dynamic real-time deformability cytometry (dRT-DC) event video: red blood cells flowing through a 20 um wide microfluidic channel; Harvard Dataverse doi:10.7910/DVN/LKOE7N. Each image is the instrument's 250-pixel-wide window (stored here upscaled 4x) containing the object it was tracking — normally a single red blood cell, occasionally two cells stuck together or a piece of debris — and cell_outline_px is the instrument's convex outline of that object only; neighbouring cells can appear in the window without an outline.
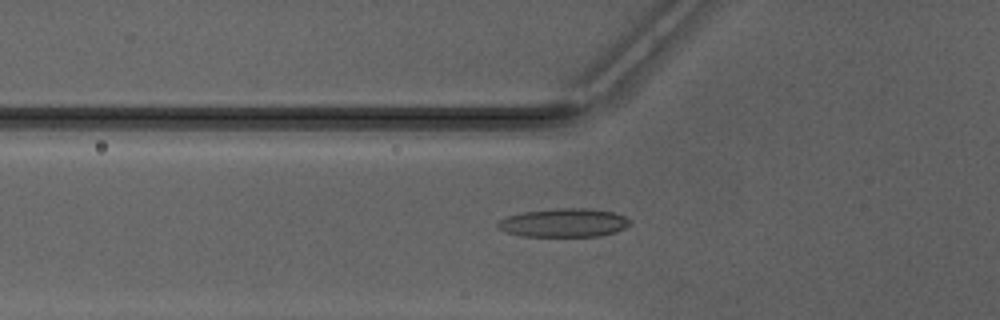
{"species": "Egyptian fruit bat (a non-hibernating species)", "species_latin": "Rousettus aegyptiacus", "temperature_condition": "warm", "stored_images_in_passage": 38, "camera_frame_rate_fps": 3000, "um_per_image_px": 0.085, "animal": {"sex": "male"}, "frame": {"image": 1, "passage_image": 6, "time_ms": 1.667, "image_size_px": [1000, 320], "cell_outline_px": [[632, 224], [616, 232], [600, 236], [524, 236], [504, 232], [496, 228], [496, 224], [500, 220], [508, 216], [524, 212], [556, 208], [584, 208], [616, 212], [632, 220]], "centroid_in_image_um": [47.95, 18.93], "position_along_channel_um": 77.8, "area_um2": 22.2}}
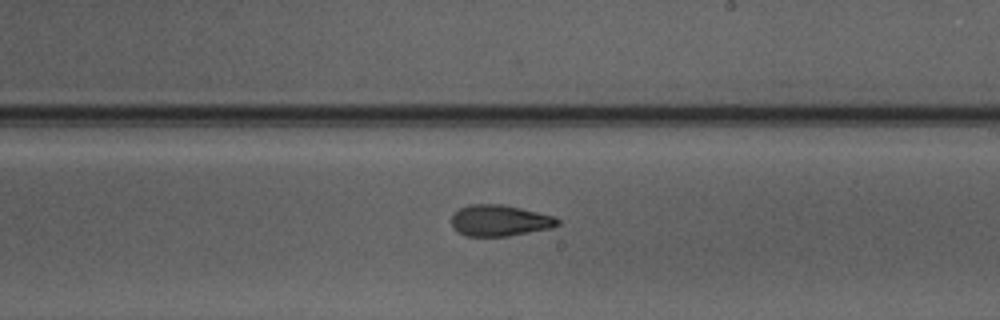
{"frame": {"image": 2, "passage_image": 18, "time_ms": 5.667, "image_size_px": [1000, 320], "cell_outline_px": [[560, 224], [552, 228], [508, 236], [464, 236], [456, 232], [452, 228], [452, 216], [460, 208], [468, 204], [500, 204], [520, 208], [556, 216], [560, 220]], "centroid_in_image_um": [42.48, 18.75], "position_along_channel_um": 246.5, "area_um2": 19.48}}
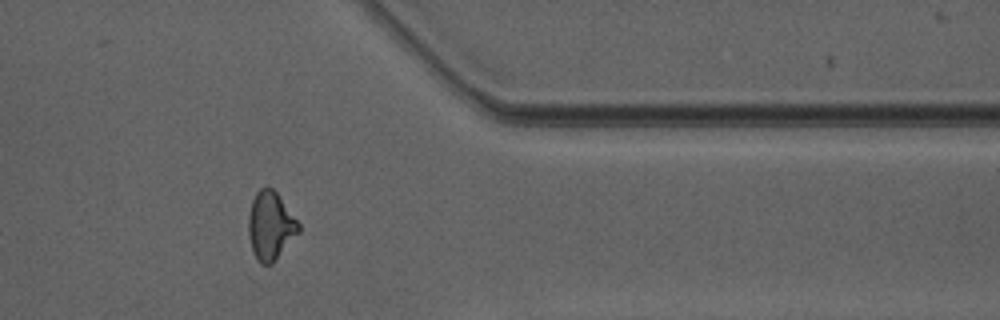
{"frame": {"image": 3, "passage_image": 29, "time_ms": 9.333, "image_size_px": [1000, 320], "cell_outline_px": [[300, 232], [272, 264], [260, 264], [256, 260], [252, 252], [248, 232], [248, 216], [252, 200], [256, 192], [260, 188], [272, 188], [276, 192], [300, 224]], "centroid_in_image_um": [22.98, 19.22], "position_along_channel_um": 388.4, "area_um2": 20.0}}